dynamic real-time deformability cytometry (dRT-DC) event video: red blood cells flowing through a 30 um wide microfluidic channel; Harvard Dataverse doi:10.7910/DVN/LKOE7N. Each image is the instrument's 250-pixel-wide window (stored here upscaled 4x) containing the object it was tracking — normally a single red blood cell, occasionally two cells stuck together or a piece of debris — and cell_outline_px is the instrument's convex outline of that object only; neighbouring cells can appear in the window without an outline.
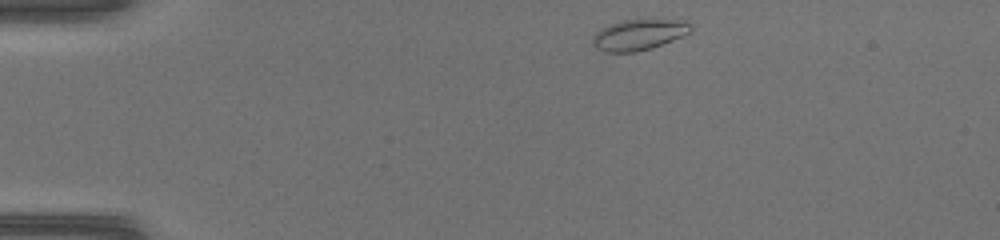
{"species": "common noctule bat (a hibernating species)", "species_latin": "Nyctalus noctula", "temperature_condition": "warm", "stored_images_in_passage": 38, "camera_frame_rate_fps": 3000, "um_per_image_px": 0.085, "animal": {"sex": "female", "body_mass_g": 17.0, "forearm_length_mm": 48.0}, "frame": {"image": 1, "passage_image": 1, "time_ms": 0.0, "image_size_px": [1000, 240], "cell_outline_px": [[692, 32], [684, 36], [652, 48], [636, 52], [604, 52], [596, 48], [592, 44], [592, 36], [600, 28], [624, 20], [688, 20], [692, 28]], "centroid_in_image_um": [54.32, 2.96], "position_along_channel_um": 30.7, "area_um2": 17.74}}
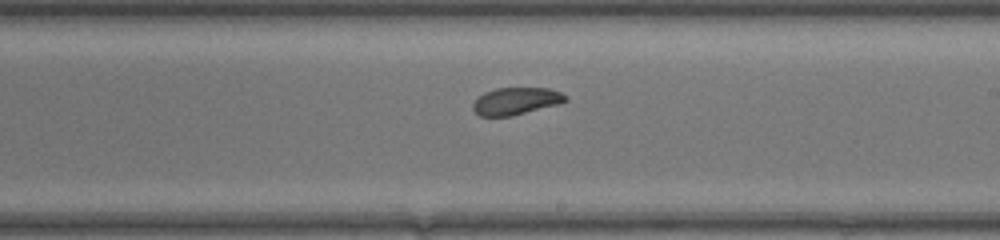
{"frame": {"image": 2, "passage_image": 20, "time_ms": 6.333, "image_size_px": [1000, 240], "cell_outline_px": [[568, 100], [560, 104], [512, 116], [480, 116], [472, 108], [472, 104], [484, 92], [496, 88], [548, 88], [560, 92], [568, 96]], "centroid_in_image_um": [43.89, 8.59], "position_along_channel_um": 245.1, "area_um2": 14.74}}
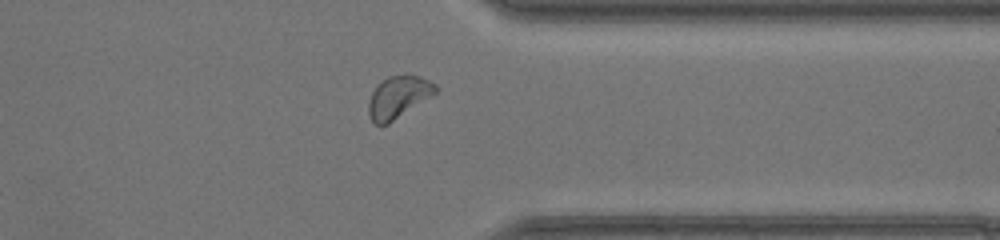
{"frame": {"image": 3, "passage_image": 29, "time_ms": 9.333, "image_size_px": [1000, 240], "cell_outline_px": [[440, 88], [436, 92], [388, 124], [376, 124], [372, 120], [368, 112], [368, 100], [376, 84], [388, 76], [420, 76], [436, 84]], "centroid_in_image_um": [33.83, 8.24], "position_along_channel_um": 377.6, "area_um2": 16.13}}